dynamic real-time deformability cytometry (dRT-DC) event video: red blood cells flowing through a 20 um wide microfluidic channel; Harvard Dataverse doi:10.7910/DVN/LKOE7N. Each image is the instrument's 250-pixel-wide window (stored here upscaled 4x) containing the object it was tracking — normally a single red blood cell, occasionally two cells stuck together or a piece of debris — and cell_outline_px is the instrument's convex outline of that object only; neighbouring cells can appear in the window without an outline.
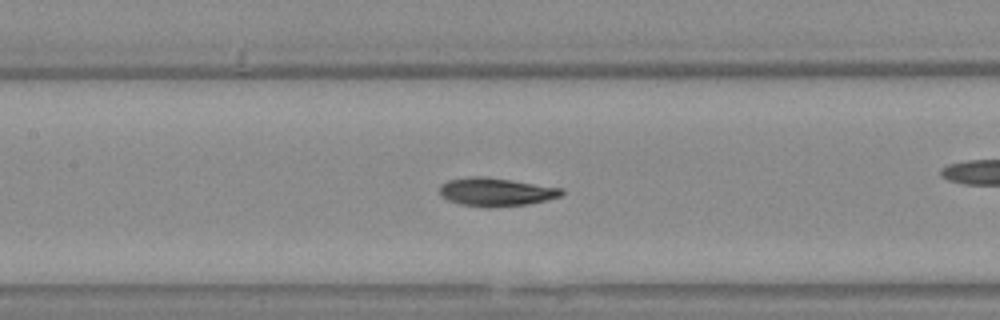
{"species": "Egyptian fruit bat (a non-hibernating species)", "species_latin": "Rousettus aegyptiacus", "temperature_condition": "warm", "stored_images_in_passage": 53, "camera_frame_rate_fps": 3000, "um_per_image_px": 0.085, "animal": {"sex": "female"}, "frame": {"image": 1, "passage_image": 23, "time_ms": 7.333, "image_size_px": [1000, 320], "cell_outline_px": [[564, 192], [560, 196], [528, 204], [496, 208], [488, 208], [460, 204], [448, 200], [440, 196], [440, 184], [448, 180], [468, 176], [484, 176], [512, 180], [564, 188]], "centroid_in_image_um": [42.13, 16.31], "position_along_channel_um": 165.3, "area_um2": 20.4}, "authors_computed_cell_mechanics": {"area_um2": 19.7676, "velocity_mm_per_s": 3.7562, "shape_relaxation_time_tau1_ms": 6.3813, "shape_relaxation_time_tau2_ms": 3.6128, "deformation_change_tau1": 0.2107, "deformation_change_tau2": 0.0688}}